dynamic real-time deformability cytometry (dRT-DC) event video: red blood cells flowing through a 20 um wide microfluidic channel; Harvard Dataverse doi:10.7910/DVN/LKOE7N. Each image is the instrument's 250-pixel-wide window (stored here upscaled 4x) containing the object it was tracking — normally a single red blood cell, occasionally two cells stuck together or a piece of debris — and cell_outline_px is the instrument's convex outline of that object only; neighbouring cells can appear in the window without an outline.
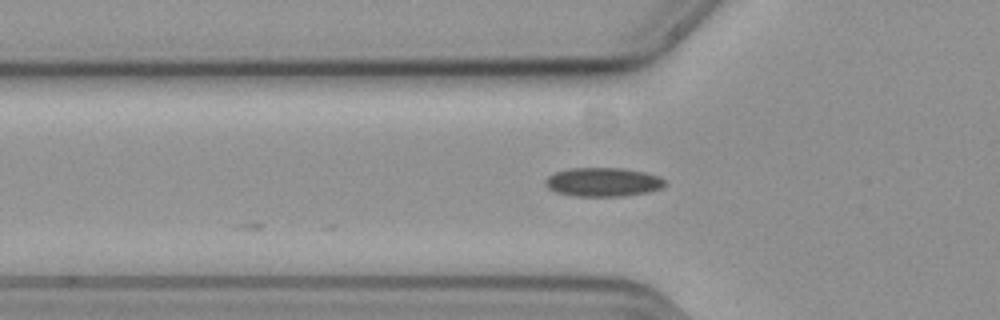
{"species": "common noctule bat (a hibernating species)", "species_latin": "Nyctalus noctula", "temperature_condition": "cold", "stored_images_in_passage": 10, "camera_frame_rate_fps": 3000, "um_per_image_px": 0.085, "animal": {"sex": "female", "body_mass_g": 19.3, "forearm_length_mm": 54.1}, "frame": {"image": 1, "passage_image": 3, "time_ms": 0.667, "image_size_px": [1000, 320], "cell_outline_px": [[668, 184], [660, 188], [648, 192], [624, 196], [576, 196], [556, 192], [548, 188], [544, 184], [544, 180], [548, 176], [556, 172], [572, 168], [624, 168], [644, 172], [660, 176]], "centroid_in_image_um": [51.27, 15.47], "position_along_channel_um": 74.5, "area_um2": 20.17}}
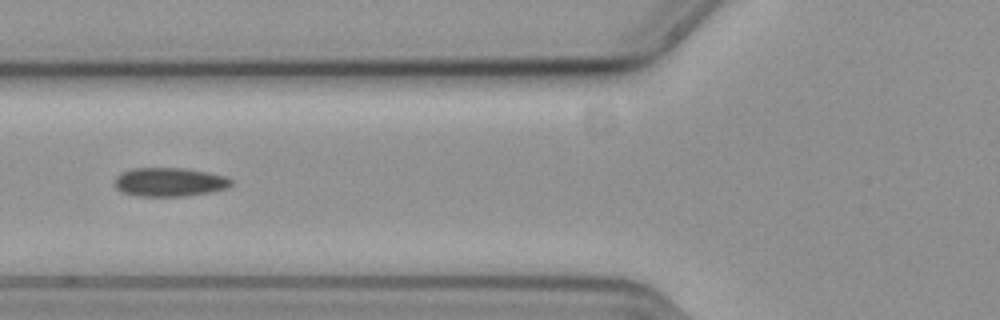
{"frame": {"image": 2, "passage_image": 6, "time_ms": 1.667, "image_size_px": [1000, 320], "cell_outline_px": [[232, 184], [228, 188], [212, 192], [184, 196], [136, 196], [120, 192], [116, 188], [116, 176], [132, 168], [184, 168], [208, 172], [224, 176], [232, 180]], "centroid_in_image_um": [14.42, 15.48], "position_along_channel_um": 111.4, "area_um2": 19.59}}
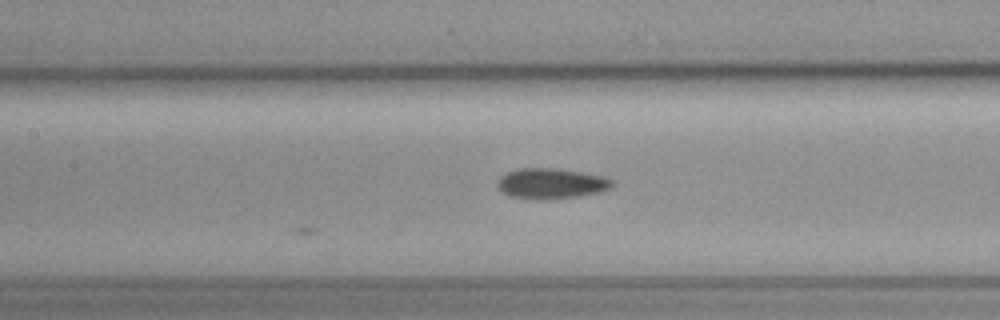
{"frame": {"image": 3, "passage_image": 10, "time_ms": 3.0, "image_size_px": [1000, 320], "cell_outline_px": [[616, 184], [612, 188], [600, 192], [580, 196], [548, 200], [532, 200], [508, 196], [500, 188], [500, 176], [508, 172], [520, 168], [560, 168], [584, 172], [604, 176], [612, 180]], "centroid_in_image_um": [46.93, 15.61], "position_along_channel_um": 160.5, "area_um2": 20.69}}